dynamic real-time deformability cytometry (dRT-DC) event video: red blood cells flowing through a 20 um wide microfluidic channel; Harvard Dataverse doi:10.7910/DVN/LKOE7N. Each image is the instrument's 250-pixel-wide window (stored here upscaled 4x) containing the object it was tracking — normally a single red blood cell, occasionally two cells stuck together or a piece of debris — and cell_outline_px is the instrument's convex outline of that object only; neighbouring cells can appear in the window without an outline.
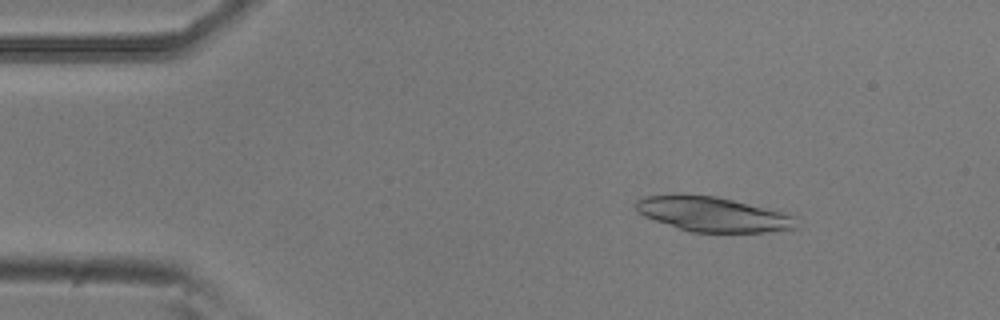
{"species": "common noctule bat (a hibernating species)", "species_latin": "Nyctalus noctula", "temperature_condition": "room temperature", "stored_images_in_passage": 52, "camera_frame_rate_fps": 3000, "um_per_image_px": 0.085, "animal": {"sex": "male", "body_mass_g": 20.5, "forearm_length_mm": 52.5}, "frame": {"image": 1, "passage_image": 7, "time_ms": 2.0, "image_size_px": [1000, 320], "cell_outline_px": [[800, 216], [796, 228], [764, 232], [692, 232], [644, 216], [636, 208], [636, 200], [644, 196], [676, 192], [716, 196], [788, 212]], "centroid_in_image_um": [60.66, 18.17], "position_along_channel_um": 24.3, "area_um2": 33.18}}